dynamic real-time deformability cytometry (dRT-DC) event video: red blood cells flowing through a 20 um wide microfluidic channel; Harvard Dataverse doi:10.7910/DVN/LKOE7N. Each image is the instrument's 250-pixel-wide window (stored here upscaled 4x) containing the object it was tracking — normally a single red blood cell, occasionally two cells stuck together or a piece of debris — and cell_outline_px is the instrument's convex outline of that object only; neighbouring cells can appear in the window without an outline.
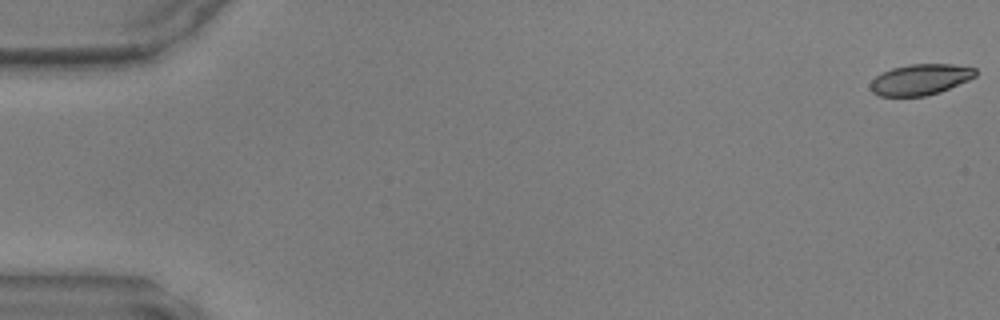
{"species": "common noctule bat (a hibernating species)", "species_latin": "Nyctalus noctula", "temperature_condition": "warm", "stored_images_in_passage": 12, "camera_frame_rate_fps": 3000, "um_per_image_px": 0.085, "animal": {"sex": "male", "body_mass_g": 17.9, "forearm_length_mm": 54.2}, "frame": {"image": 1, "passage_image": 1, "time_ms": 0.0, "image_size_px": [1000, 320], "cell_outline_px": [[976, 76], [968, 80], [940, 92], [924, 96], [880, 96], [872, 92], [868, 84], [876, 76], [892, 68], [908, 64], [952, 64], [976, 68]], "centroid_in_image_um": [78.21, 6.76], "position_along_channel_um": 6.8, "area_um2": 18.9}}